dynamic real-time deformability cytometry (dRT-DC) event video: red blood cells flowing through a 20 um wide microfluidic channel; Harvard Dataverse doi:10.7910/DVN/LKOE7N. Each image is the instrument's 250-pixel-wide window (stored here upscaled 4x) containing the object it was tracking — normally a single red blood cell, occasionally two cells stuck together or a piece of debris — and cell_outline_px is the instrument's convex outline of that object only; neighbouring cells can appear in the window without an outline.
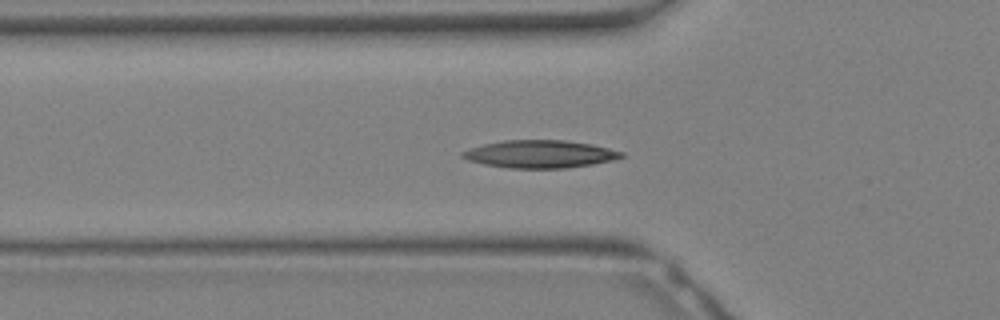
{"species": "Egyptian fruit bat (a non-hibernating species)", "species_latin": "Rousettus aegyptiacus", "temperature_condition": "warm", "stored_images_in_passage": 32, "camera_frame_rate_fps": 3000, "um_per_image_px": 0.085, "animal": {"sex": "female"}, "frame": {"image": 1, "passage_image": 10, "time_ms": 3.0, "image_size_px": [1000, 320], "cell_outline_px": [[624, 156], [612, 160], [592, 164], [568, 168], [508, 168], [484, 164], [468, 160], [460, 156], [460, 152], [484, 144], [504, 140], [564, 140], [592, 144], [624, 152]], "centroid_in_image_um": [45.89, 13.09], "position_along_channel_um": 79.9, "area_um2": 25.55}}
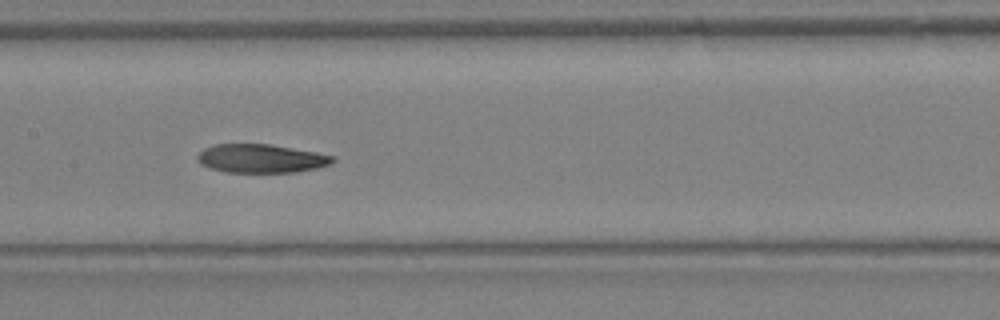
{"frame": {"image": 2, "passage_image": 15, "time_ms": 4.667, "image_size_px": [1000, 320], "cell_outline_px": [[336, 160], [332, 164], [316, 168], [296, 172], [224, 172], [200, 164], [196, 156], [204, 148], [216, 144], [268, 144], [316, 152], [332, 156]], "centroid_in_image_um": [22.19, 13.47], "position_along_channel_um": 185.2, "area_um2": 22.43}}
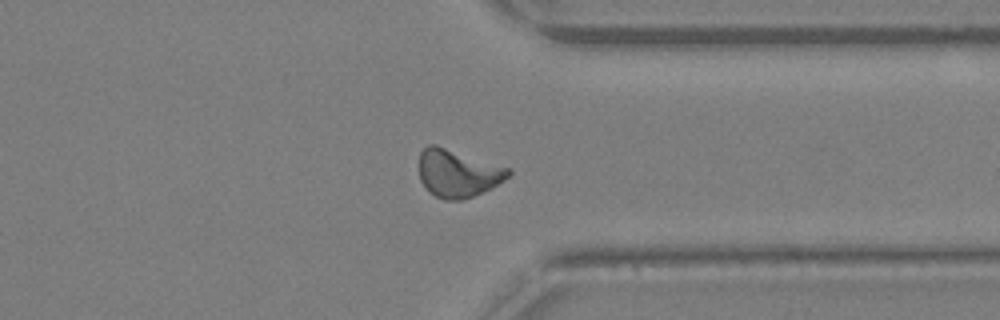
{"frame": {"image": 3, "passage_image": 24, "time_ms": 7.667, "image_size_px": [1000, 320], "cell_outline_px": [[512, 172], [504, 180], [472, 196], [460, 200], [444, 200], [428, 192], [420, 180], [420, 152], [428, 144], [436, 144], [512, 168]], "centroid_in_image_um": [38.9, 14.7], "position_along_channel_um": 372.5, "area_um2": 24.8}}